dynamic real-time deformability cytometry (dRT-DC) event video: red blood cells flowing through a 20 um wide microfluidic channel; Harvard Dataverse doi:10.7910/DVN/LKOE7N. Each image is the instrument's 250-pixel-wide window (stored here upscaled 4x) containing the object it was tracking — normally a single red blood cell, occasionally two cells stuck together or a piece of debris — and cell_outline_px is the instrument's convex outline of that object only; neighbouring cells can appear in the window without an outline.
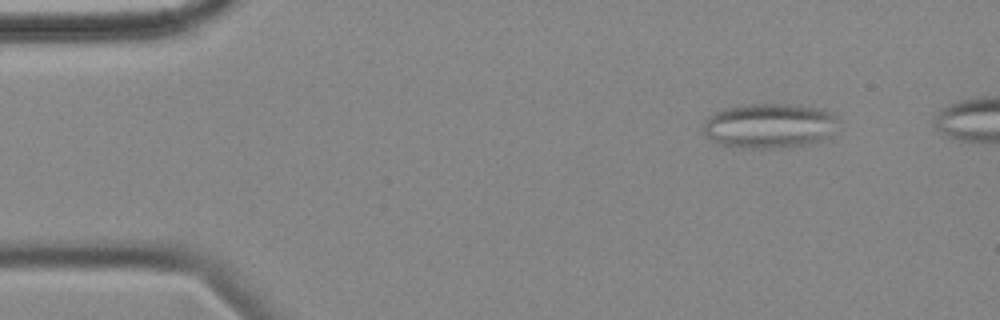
{"species": "common noctule bat (a hibernating species)", "species_latin": "Nyctalus noctula", "temperature_condition": "cold", "stored_images_in_passage": 6, "camera_frame_rate_fps": 3000, "um_per_image_px": 0.085, "animal": {"sex": "female", "body_mass_g": 18.4}, "frame": {"image": 1, "passage_image": 2, "time_ms": 1.333, "image_size_px": [1000, 320], "cell_outline_px": [[836, 120], [820, 140], [804, 144], [784, 148], [740, 148], [720, 144], [712, 140], [704, 132], [704, 120], [708, 116], [724, 108], [744, 104], [788, 104], [820, 108], [832, 112], [836, 116]], "centroid_in_image_um": [65.29, 10.67], "position_along_channel_um": 19.7, "area_um2": 34.68}}